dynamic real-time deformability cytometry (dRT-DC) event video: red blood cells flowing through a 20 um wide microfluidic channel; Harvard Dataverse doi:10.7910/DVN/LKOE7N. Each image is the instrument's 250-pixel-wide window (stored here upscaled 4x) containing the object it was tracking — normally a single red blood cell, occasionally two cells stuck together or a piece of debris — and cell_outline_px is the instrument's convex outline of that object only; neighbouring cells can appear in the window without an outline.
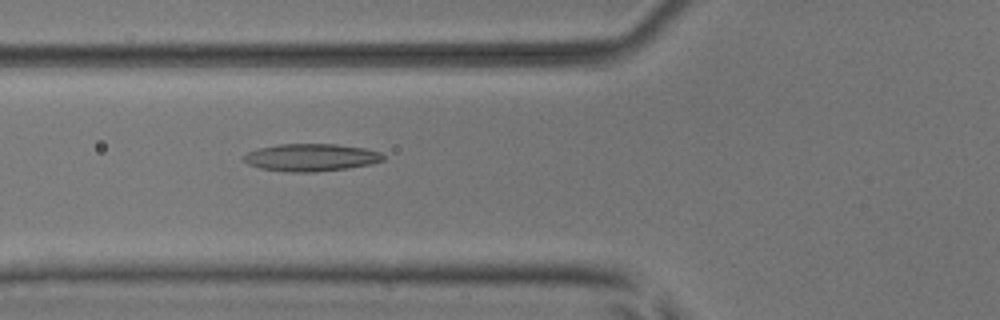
{"species": "common noctule bat (a hibernating species)", "species_latin": "Nyctalus noctula", "temperature_condition": "room temperature", "stored_images_in_passage": 2, "camera_frame_rate_fps": 3000, "um_per_image_px": 0.085, "animal": {"sex": "male", "body_mass_g": 17.9, "forearm_length_mm": 54.2}, "frame": {"image": 1, "passage_image": 2, "time_ms": 1.0, "image_size_px": [1000, 320], "cell_outline_px": [[384, 160], [368, 164], [348, 168], [316, 172], [288, 172], [260, 168], [248, 164], [244, 160], [244, 156], [248, 152], [256, 148], [276, 144], [336, 144], [364, 148], [380, 152], [384, 156]], "centroid_in_image_um": [26.41, 13.38], "position_along_channel_um": 99.4, "area_um2": 22.31}}